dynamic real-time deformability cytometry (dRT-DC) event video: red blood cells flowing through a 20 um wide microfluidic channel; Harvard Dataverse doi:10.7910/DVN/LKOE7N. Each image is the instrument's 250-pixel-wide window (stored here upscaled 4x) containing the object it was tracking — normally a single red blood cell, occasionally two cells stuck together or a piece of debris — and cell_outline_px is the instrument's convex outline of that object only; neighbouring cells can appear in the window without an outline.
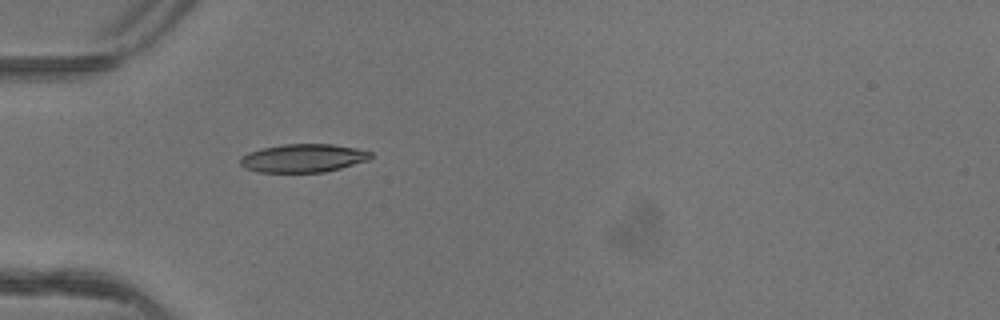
{"species": "common noctule bat (a hibernating species)", "species_latin": "Nyctalus noctula", "temperature_condition": "warm", "stored_images_in_passage": 3, "camera_frame_rate_fps": 3000, "um_per_image_px": 0.085, "animal": {"sex": "female"}, "frame": {"image": 1, "passage_image": 3, "time_ms": 0.667, "image_size_px": [1000, 320], "cell_outline_px": [[372, 156], [368, 160], [340, 168], [324, 172], [260, 172], [244, 168], [240, 164], [240, 156], [248, 152], [264, 148], [284, 144], [332, 144], [356, 148], [372, 152]], "centroid_in_image_um": [25.76, 13.44], "position_along_channel_um": 59.2, "area_um2": 21.44}}